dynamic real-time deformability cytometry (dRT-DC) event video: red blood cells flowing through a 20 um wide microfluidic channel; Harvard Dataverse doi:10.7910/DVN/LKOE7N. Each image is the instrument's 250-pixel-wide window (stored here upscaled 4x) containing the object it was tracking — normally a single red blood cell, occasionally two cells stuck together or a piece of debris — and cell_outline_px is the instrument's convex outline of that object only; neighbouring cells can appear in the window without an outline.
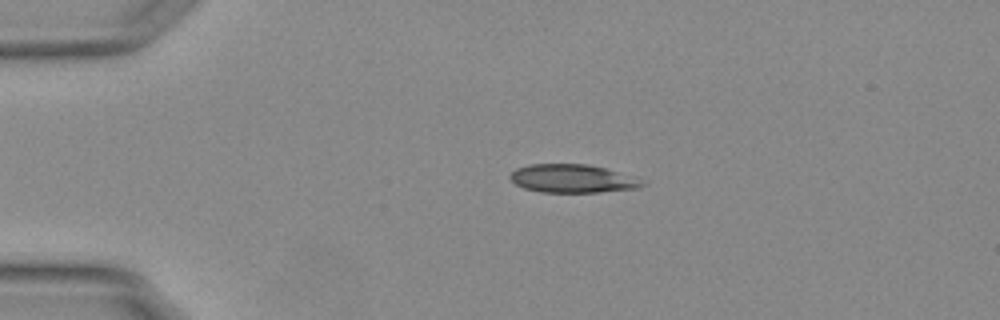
{"species": "Egyptian fruit bat (a non-hibernating species)", "species_latin": "Rousettus aegyptiacus", "temperature_condition": "warm", "stored_images_in_passage": 7, "camera_frame_rate_fps": 3000, "um_per_image_px": 0.085, "animal": {"sex": "female"}, "frame": {"image": 1, "passage_image": 1, "time_ms": 0.0, "image_size_px": [1000, 320], "cell_outline_px": [[648, 180], [644, 184], [636, 188], [596, 192], [540, 192], [524, 188], [516, 184], [508, 176], [516, 168], [528, 164], [588, 164], [604, 168]], "centroid_in_image_um": [48.66, 15.17], "position_along_channel_um": 36.3, "area_um2": 21.79}}